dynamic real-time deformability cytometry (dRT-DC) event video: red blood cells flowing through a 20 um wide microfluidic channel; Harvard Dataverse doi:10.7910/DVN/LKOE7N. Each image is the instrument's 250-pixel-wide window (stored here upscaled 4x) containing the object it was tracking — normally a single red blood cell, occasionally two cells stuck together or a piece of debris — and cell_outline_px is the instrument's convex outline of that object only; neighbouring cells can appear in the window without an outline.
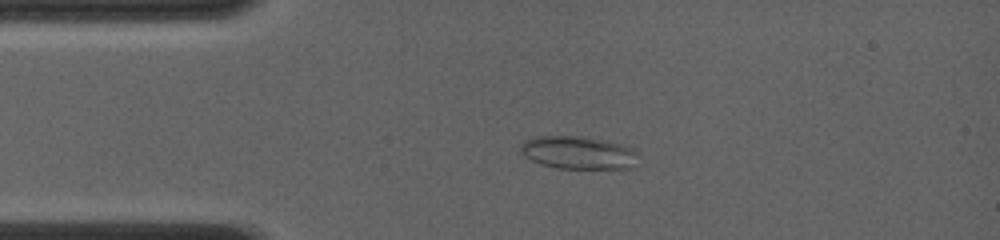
{"species": "common noctule bat (a hibernating species)", "species_latin": "Nyctalus noctula", "temperature_condition": "room temperature", "stored_images_in_passage": 58, "camera_frame_rate_fps": 4000, "um_per_image_px": 0.085, "animal": {"sex": "female", "body_mass_g": 19.0, "forearm_length_mm": 56.7}, "frame": {"image": 1, "passage_image": 12, "time_ms": 2.75, "image_size_px": [1000, 240], "cell_outline_px": [[636, 168], [556, 168], [540, 164], [524, 156], [520, 152], [520, 144], [524, 140], [532, 136], [584, 136], [604, 140], [620, 144], [632, 148], [636, 152]], "centroid_in_image_um": [49.11, 12.97], "position_along_channel_um": 35.9, "area_um2": 22.72}}
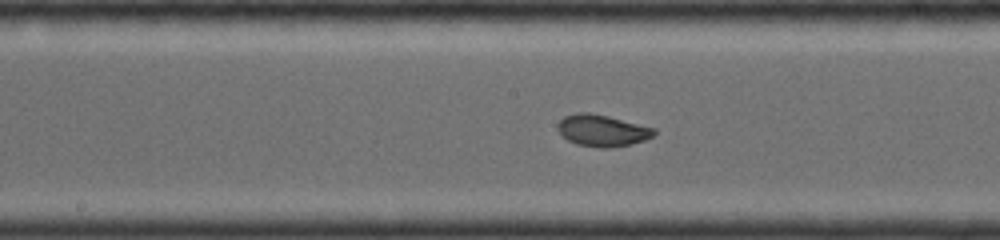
{"frame": {"image": 2, "passage_image": 30, "time_ms": 7.25, "image_size_px": [1000, 240], "cell_outline_px": [[656, 132], [652, 136], [644, 140], [632, 144], [608, 148], [600, 148], [576, 144], [568, 140], [556, 128], [556, 124], [564, 116], [576, 112], [588, 112], [608, 116], [656, 128]], "centroid_in_image_um": [51.17, 11.09], "position_along_channel_um": 197.0, "area_um2": 17.86}}
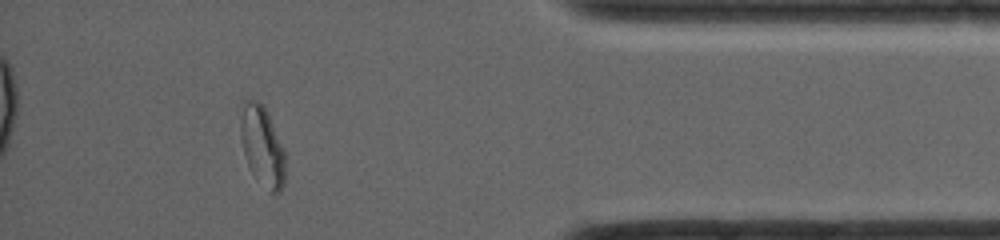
{"frame": {"image": 3, "passage_image": 53, "time_ms": 13.0, "image_size_px": [1000, 240], "cell_outline_px": [[284, 184], [276, 192], [272, 192], [252, 172], [248, 164], [244, 152], [240, 132], [240, 120], [244, 100], [256, 100], [264, 104], [268, 112], [284, 148]], "centroid_in_image_um": [22.29, 12.32], "position_along_channel_um": 412.9, "area_um2": 20.35}, "authors_computed_cell_mechanics": {"area_um2": 18.4382, "velocity_mm_per_s": 4.1496, "shape_relaxation_time_tau1_ms": 11.1567, "shape_relaxation_time_tau2_ms": null, "deformation_change_tau1": 0.2544, "deformation_change_tau2": null}}